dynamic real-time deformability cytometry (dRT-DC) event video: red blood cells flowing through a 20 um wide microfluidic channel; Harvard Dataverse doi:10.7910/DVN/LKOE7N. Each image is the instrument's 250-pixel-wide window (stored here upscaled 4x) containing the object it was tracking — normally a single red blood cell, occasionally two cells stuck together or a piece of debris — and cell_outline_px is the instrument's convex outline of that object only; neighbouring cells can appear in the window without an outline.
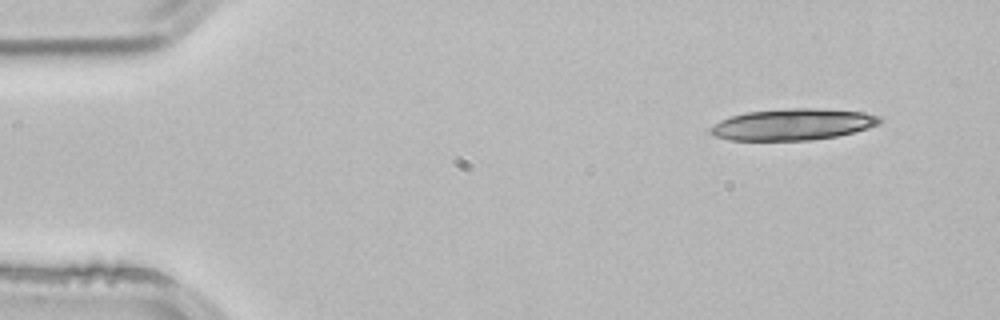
{"species": "common noctule bat (a hibernating species)", "species_latin": "Nyctalus noctula", "temperature_condition": "room temperature", "stored_images_in_passage": 3, "camera_frame_rate_fps": 3000, "um_per_image_px": 0.085, "animal": {"sex": "male", "body_mass_g": 21.5, "forearm_length_mm": 52.0}, "frame": {"image": 1, "passage_image": 1, "time_ms": 0.0, "image_size_px": [1000, 320], "cell_outline_px": [[884, 120], [880, 124], [868, 128], [836, 136], [812, 140], [728, 140], [716, 136], [708, 128], [712, 124], [720, 120], [744, 112], [788, 108], [824, 108], [860, 112], [880, 116]], "centroid_in_image_um": [67.39, 10.57], "position_along_channel_um": 17.6, "area_um2": 31.1}}